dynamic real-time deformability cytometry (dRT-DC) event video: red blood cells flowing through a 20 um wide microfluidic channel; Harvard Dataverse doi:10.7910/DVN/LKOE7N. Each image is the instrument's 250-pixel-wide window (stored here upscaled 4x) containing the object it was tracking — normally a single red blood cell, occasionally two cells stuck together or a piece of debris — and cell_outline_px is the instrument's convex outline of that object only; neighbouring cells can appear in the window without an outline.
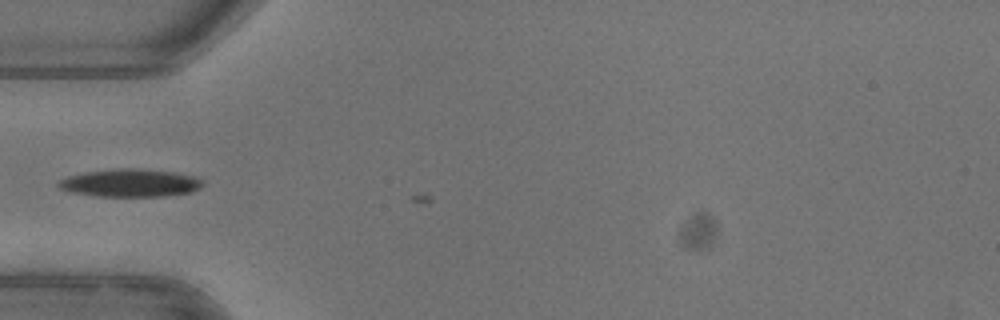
{"species": "common noctule bat (a hibernating species)", "species_latin": "Nyctalus noctula", "temperature_condition": "warm", "stored_images_in_passage": 8, "camera_frame_rate_fps": 3000, "um_per_image_px": 0.085, "animal": {"sex": "female"}, "frame": {"image": 1, "passage_image": 7, "time_ms": 2.0, "image_size_px": [1000, 320], "cell_outline_px": [[204, 184], [200, 188], [192, 192], [164, 196], [96, 196], [72, 192], [60, 188], [56, 184], [60, 180], [68, 176], [84, 172], [116, 168], [140, 168], [172, 172], [196, 176], [204, 180]], "centroid_in_image_um": [11.11, 15.54], "position_along_channel_um": 73.9, "area_um2": 23.52}}